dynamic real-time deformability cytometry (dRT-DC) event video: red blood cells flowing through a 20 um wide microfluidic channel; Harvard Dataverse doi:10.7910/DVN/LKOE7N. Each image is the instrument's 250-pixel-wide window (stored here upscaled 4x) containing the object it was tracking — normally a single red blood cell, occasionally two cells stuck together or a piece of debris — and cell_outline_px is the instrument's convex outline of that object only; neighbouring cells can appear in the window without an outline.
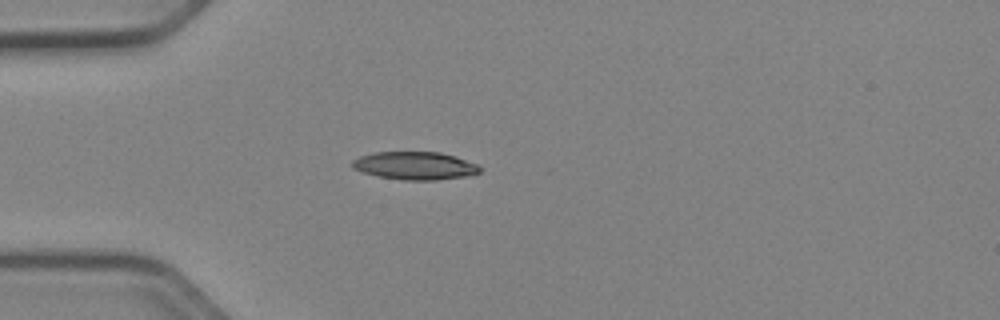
{"species": "Egyptian fruit bat (a non-hibernating species)", "species_latin": "Rousettus aegyptiacus", "temperature_condition": "cold", "stored_images_in_passage": 38, "camera_frame_rate_fps": 3000, "um_per_image_px": 0.085, "animal": {"sex": "female"}, "frame": {"image": 1, "passage_image": 1, "time_ms": 0.0, "image_size_px": [1000, 320], "cell_outline_px": [[480, 172], [468, 176], [436, 180], [404, 180], [380, 176], [364, 172], [352, 168], [352, 160], [360, 156], [376, 152], [440, 152], [456, 156], [480, 164]], "centroid_in_image_um": [35.33, 14.08], "position_along_channel_um": 49.7, "area_um2": 20.81}}
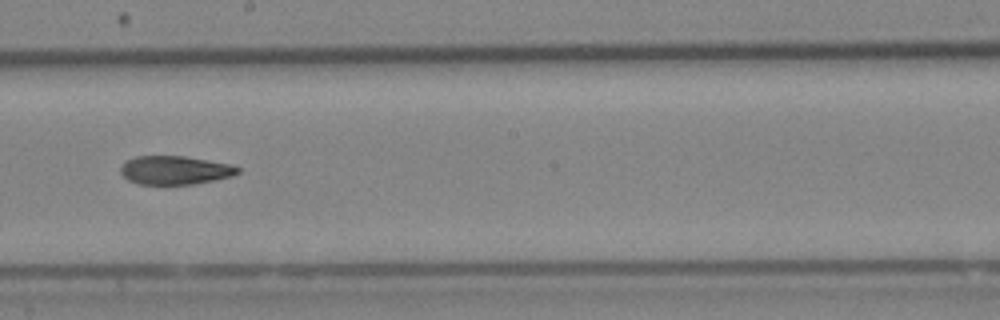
{"frame": {"image": 2, "passage_image": 16, "time_ms": 5.0, "image_size_px": [1000, 320], "cell_outline_px": [[240, 172], [232, 176], [216, 180], [192, 184], [140, 184], [128, 180], [120, 172], [120, 164], [124, 160], [136, 156], [184, 156], [228, 164], [240, 168]], "centroid_in_image_um": [14.82, 14.46], "position_along_channel_um": 233.4, "area_um2": 19.54}}
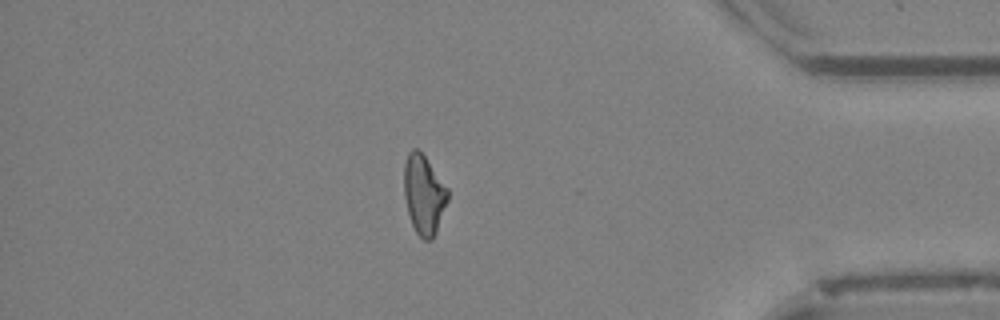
{"frame": {"image": 3, "passage_image": 31, "time_ms": 10.0, "image_size_px": [1000, 320], "cell_outline_px": [[448, 200], [436, 232], [432, 240], [424, 240], [416, 232], [412, 224], [408, 212], [404, 196], [404, 164], [408, 152], [412, 148], [416, 148], [424, 156], [448, 188]], "centroid_in_image_um": [36.02, 16.54], "position_along_channel_um": 399.2, "area_um2": 20.06}, "authors_computed_cell_mechanics": {"area_um2": 20.519, "velocity_mm_per_s": 3.9613, "shape_relaxation_time_tau1_ms": null, "shape_relaxation_time_tau2_ms": 6.2356, "deformation_change_tau1": null, "deformation_change_tau2": 0.1453}}